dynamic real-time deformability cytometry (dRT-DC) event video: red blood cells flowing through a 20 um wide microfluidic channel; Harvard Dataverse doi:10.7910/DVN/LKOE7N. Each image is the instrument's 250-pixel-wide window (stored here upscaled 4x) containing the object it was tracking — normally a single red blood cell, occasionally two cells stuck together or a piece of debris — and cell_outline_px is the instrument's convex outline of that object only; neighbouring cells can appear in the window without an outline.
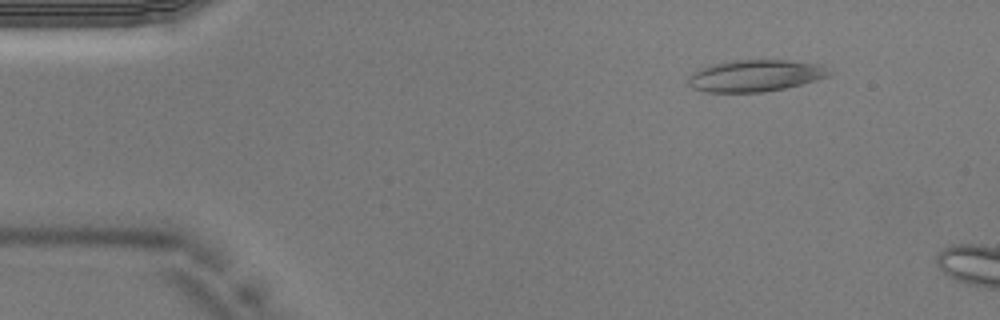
{"species": "Egyptian fruit bat (a non-hibernating species)", "species_latin": "Rousettus aegyptiacus", "temperature_condition": "warm", "stored_images_in_passage": 8, "camera_frame_rate_fps": 3000, "um_per_image_px": 0.085, "animal": {"sex": "male"}, "frame": {"image": 1, "passage_image": 5, "time_ms": 1.333, "image_size_px": [1000, 320], "cell_outline_px": [[832, 72], [828, 76], [816, 80], [784, 88], [760, 92], [704, 92], [692, 88], [688, 84], [688, 76], [700, 68], [716, 64], [736, 60], [784, 60], [820, 64]], "centroid_in_image_um": [64.18, 6.44], "position_along_channel_um": 20.8, "area_um2": 25.78}}